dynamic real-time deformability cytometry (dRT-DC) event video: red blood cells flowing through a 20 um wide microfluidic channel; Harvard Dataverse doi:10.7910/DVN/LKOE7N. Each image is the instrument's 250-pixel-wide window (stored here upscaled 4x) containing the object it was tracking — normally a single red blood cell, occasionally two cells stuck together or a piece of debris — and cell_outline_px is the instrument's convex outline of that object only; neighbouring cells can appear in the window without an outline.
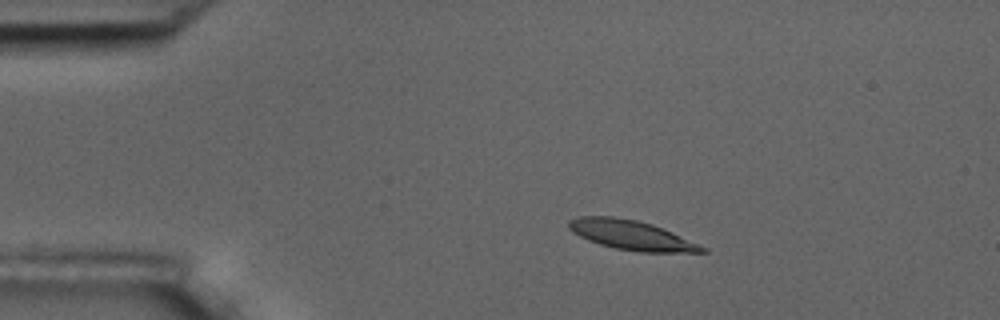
{"species": "common noctule bat (a hibernating species)", "species_latin": "Nyctalus noctula", "temperature_condition": "room temperature", "stored_images_in_passage": 7, "camera_frame_rate_fps": 3000, "um_per_image_px": 0.085, "animal": {"sex": "male", "body_mass_g": 17.5, "forearm_length_mm": 52.3}, "frame": {"image": 1, "passage_image": 2, "time_ms": 1.333, "image_size_px": [1000, 320], "cell_outline_px": [[708, 252], [640, 252], [616, 248], [600, 244], [588, 240], [572, 232], [568, 228], [568, 220], [580, 216], [616, 216], [636, 220], [652, 224], [672, 232], [708, 248]], "centroid_in_image_um": [53.65, 19.98], "position_along_channel_um": 31.3, "area_um2": 22.89}}
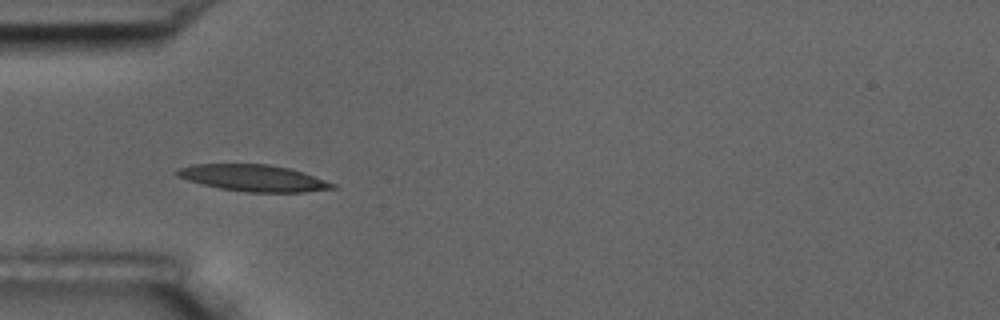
{"frame": {"image": 2, "passage_image": 4, "time_ms": 3.667, "image_size_px": [1000, 320], "cell_outline_px": [[336, 188], [304, 192], [244, 192], [220, 188], [188, 180], [176, 176], [172, 172], [180, 168], [192, 164], [268, 164], [288, 168], [304, 172], [336, 184]], "centroid_in_image_um": [21.53, 15.13], "position_along_channel_um": 63.5, "area_um2": 24.04}}
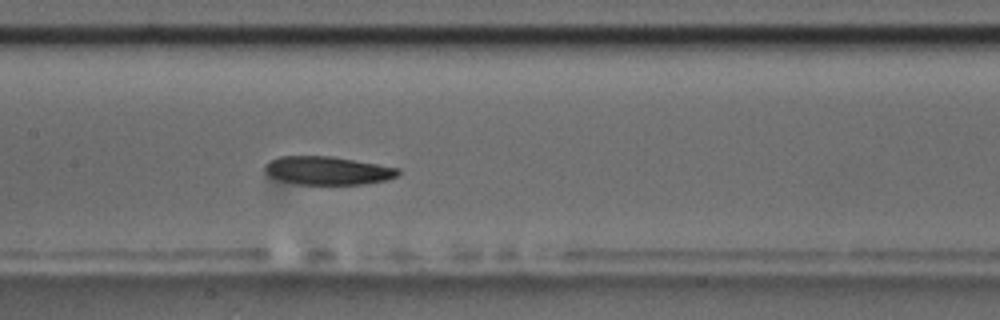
{"frame": {"image": 3, "passage_image": 7, "time_ms": 7.0, "image_size_px": [1000, 320], "cell_outline_px": [[400, 172], [396, 176], [388, 180], [364, 184], [296, 184], [280, 180], [268, 176], [264, 172], [264, 168], [272, 160], [280, 156], [332, 156], [400, 168]], "centroid_in_image_um": [27.86, 14.5], "position_along_channel_um": 179.5, "area_um2": 21.96}}